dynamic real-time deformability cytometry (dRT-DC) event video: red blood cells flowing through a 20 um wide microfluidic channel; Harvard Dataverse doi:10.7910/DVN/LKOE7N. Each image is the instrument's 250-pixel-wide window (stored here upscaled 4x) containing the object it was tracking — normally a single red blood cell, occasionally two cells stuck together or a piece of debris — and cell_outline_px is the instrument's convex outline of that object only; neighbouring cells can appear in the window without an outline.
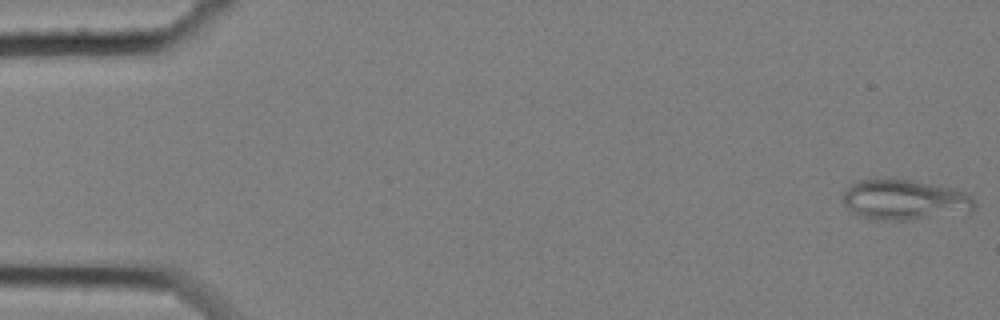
{"species": "common noctule bat (a hibernating species)", "species_latin": "Nyctalus noctula", "temperature_condition": "cold", "stored_images_in_passage": 58, "camera_frame_rate_fps": 3000, "um_per_image_px": 0.085, "animal": {"sex": "female", "body_mass_g": 25.1}, "frame": {"image": 1, "passage_image": 1, "time_ms": 0.0, "image_size_px": [1000, 320], "cell_outline_px": [[976, 204], [972, 212], [908, 220], [876, 220], [860, 216], [852, 212], [844, 204], [844, 192], [856, 180], [876, 176], [908, 180], [948, 188], [964, 192]], "centroid_in_image_um": [76.82, 16.97], "position_along_channel_um": 8.2, "area_um2": 31.04}}
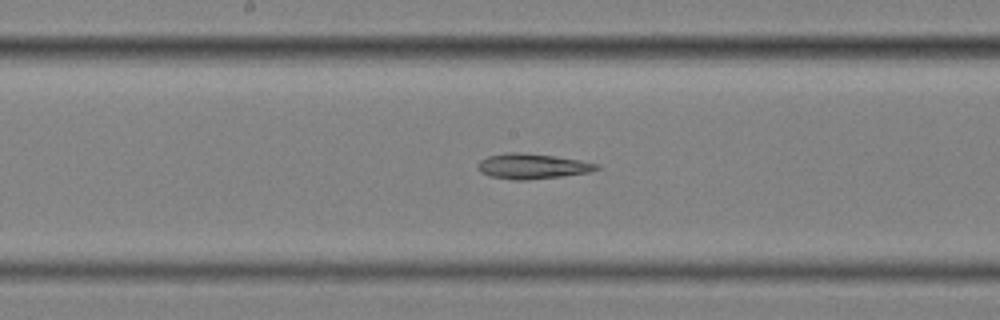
{"frame": {"image": 2, "passage_image": 30, "time_ms": 9.667, "image_size_px": [1000, 320], "cell_outline_px": [[600, 168], [592, 172], [564, 176], [528, 180], [512, 180], [492, 176], [480, 172], [476, 168], [476, 164], [480, 160], [488, 156], [508, 152], [520, 152], [556, 156], [580, 160], [600, 164]], "centroid_in_image_um": [45.26, 14.13], "position_along_channel_um": 202.9, "area_um2": 17.74}}
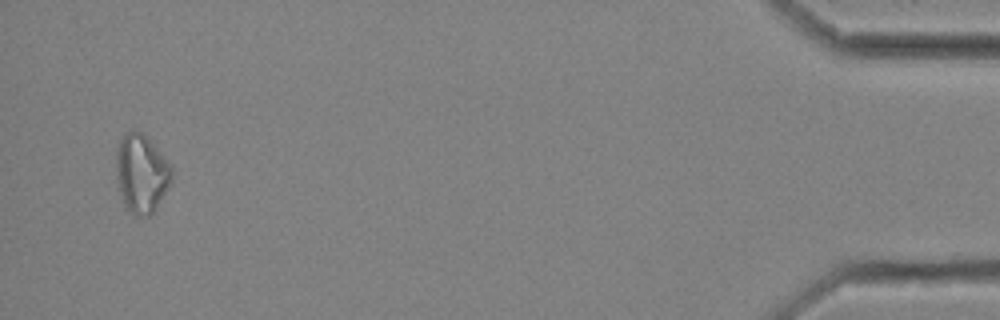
{"frame": {"image": 3, "passage_image": 56, "time_ms": 18.333, "image_size_px": [1000, 320], "cell_outline_px": [[172, 180], [168, 188], [156, 208], [148, 216], [136, 216], [124, 208], [120, 196], [116, 176], [116, 148], [120, 136], [124, 132], [132, 128], [148, 136], [172, 164]], "centroid_in_image_um": [12.01, 14.7], "position_along_channel_um": 423.2, "area_um2": 26.3}}